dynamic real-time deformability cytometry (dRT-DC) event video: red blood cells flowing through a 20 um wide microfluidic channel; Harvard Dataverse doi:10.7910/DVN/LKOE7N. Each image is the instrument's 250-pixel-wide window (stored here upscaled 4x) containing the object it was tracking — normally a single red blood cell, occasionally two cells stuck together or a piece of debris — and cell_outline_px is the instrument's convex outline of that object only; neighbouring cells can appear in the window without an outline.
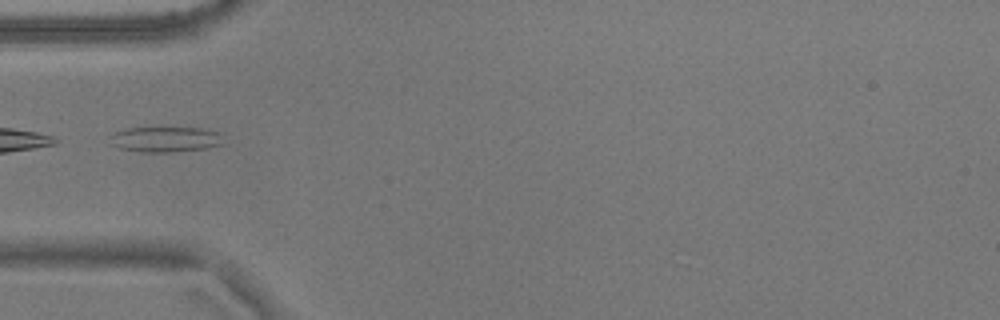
{"species": "common noctule bat (a hibernating species)", "species_latin": "Nyctalus noctula", "temperature_condition": "warm", "stored_images_in_passage": 36, "camera_frame_rate_fps": 3000, "um_per_image_px": 0.085, "animal": {"sex": "male", "body_mass_g": 17.9}, "frame": {"image": 1, "passage_image": 1, "time_ms": 0.0, "image_size_px": [1000, 320], "cell_outline_px": [[224, 144], [204, 148], [176, 152], [144, 152], [120, 148], [108, 144], [112, 132], [128, 128], [200, 128], [216, 132]], "centroid_in_image_um": [13.97, 11.85], "position_along_channel_um": 71.0, "area_um2": 16.65}}
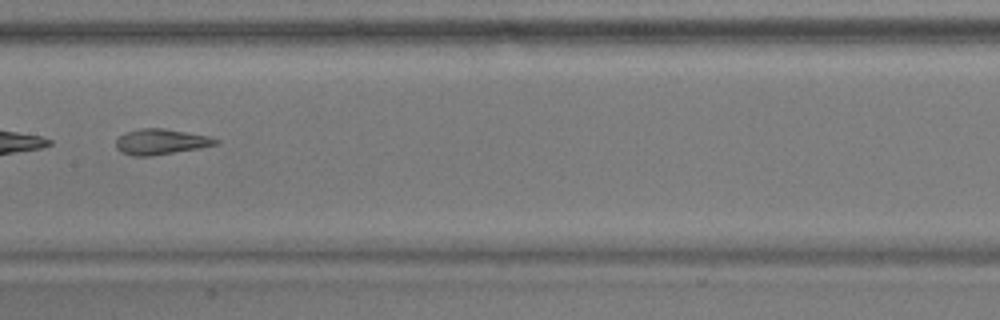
{"frame": {"image": 2, "passage_image": 11, "time_ms": 3.333, "image_size_px": [1000, 320], "cell_outline_px": [[220, 140], [216, 144], [200, 148], [152, 156], [132, 156], [120, 152], [116, 148], [116, 140], [124, 132], [140, 128], [164, 128], [208, 136]], "centroid_in_image_um": [13.63, 12.05], "position_along_channel_um": 193.8, "area_um2": 14.91}}
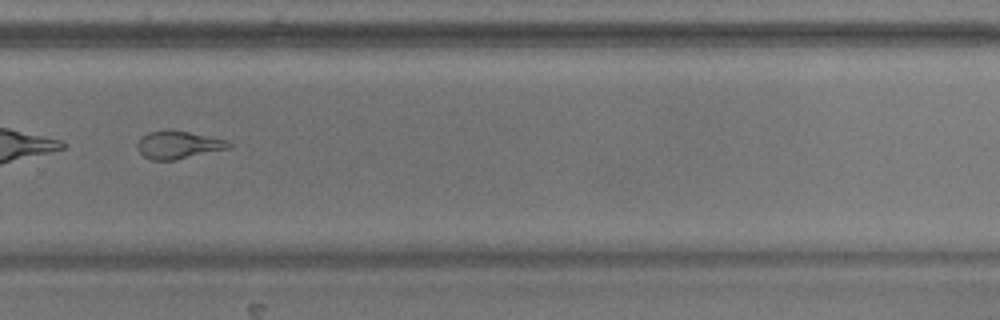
{"frame": {"image": 3, "passage_image": 21, "time_ms": 6.667, "image_size_px": [1000, 320], "cell_outline_px": [[232, 148], [172, 160], [152, 160], [144, 156], [140, 152], [136, 144], [140, 136], [148, 132], [188, 132], [224, 140], [232, 144]], "centroid_in_image_um": [15.14, 12.34], "position_along_channel_um": 314.7, "area_um2": 14.22}}